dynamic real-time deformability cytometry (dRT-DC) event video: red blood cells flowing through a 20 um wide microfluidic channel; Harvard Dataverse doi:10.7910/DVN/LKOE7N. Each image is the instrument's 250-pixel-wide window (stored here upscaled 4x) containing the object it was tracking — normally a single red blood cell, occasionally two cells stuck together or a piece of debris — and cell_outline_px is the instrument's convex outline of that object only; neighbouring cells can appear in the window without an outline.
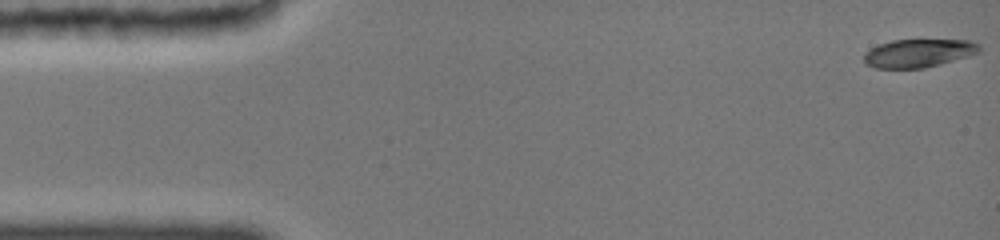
{"species": "common noctule bat (a hibernating species)", "species_latin": "Nyctalus noctula", "temperature_condition": "cold", "stored_images_in_passage": 11, "camera_frame_rate_fps": 3000, "um_per_image_px": 0.085, "animal": {"sex": "female", "body_mass_g": 19.0, "forearm_length_mm": 51.5}, "frame": {"image": 1, "passage_image": 1, "time_ms": 0.0, "image_size_px": [1000, 240], "cell_outline_px": [[980, 52], [968, 56], [940, 64], [924, 68], [876, 68], [864, 64], [864, 52], [880, 44], [892, 40], [968, 40], [980, 44]], "centroid_in_image_um": [78.07, 4.52], "position_along_channel_um": 6.9, "area_um2": 18.96}}
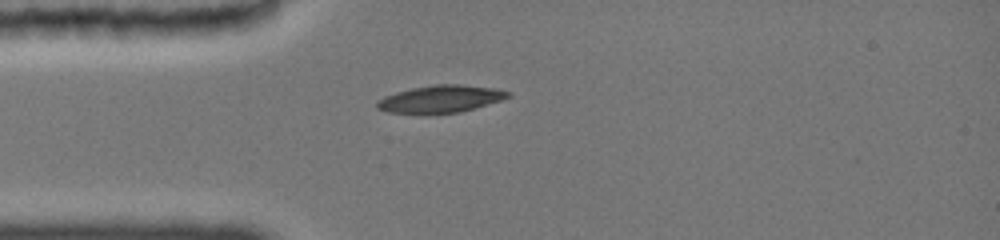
{"frame": {"image": 2, "passage_image": 10, "time_ms": 4.0, "image_size_px": [1000, 240], "cell_outline_px": [[512, 96], [500, 100], [472, 108], [456, 112], [392, 112], [376, 108], [376, 100], [384, 96], [396, 92], [412, 88], [436, 84], [460, 84], [496, 88], [512, 92]], "centroid_in_image_um": [37.47, 8.37], "position_along_channel_um": 47.5, "area_um2": 20.29}}